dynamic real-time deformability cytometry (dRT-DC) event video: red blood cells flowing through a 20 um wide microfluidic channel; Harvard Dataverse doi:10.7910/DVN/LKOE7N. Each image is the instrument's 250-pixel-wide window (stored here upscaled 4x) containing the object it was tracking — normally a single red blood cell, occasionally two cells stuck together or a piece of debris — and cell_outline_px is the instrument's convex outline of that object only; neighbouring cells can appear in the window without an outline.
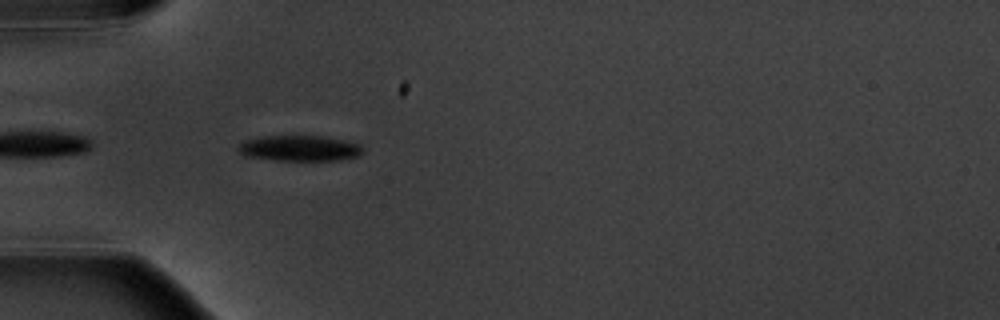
{"species": "common noctule bat (a hibernating species)", "species_latin": "Nyctalus noctula", "temperature_condition": "warm", "stored_images_in_passage": 7, "camera_frame_rate_fps": 3000, "um_per_image_px": 0.085, "animal": {"sex": "male", "body_mass_g": 20.1, "forearm_length_mm": 53.5}, "frame": {"image": 1, "passage_image": 5, "time_ms": 4.667, "image_size_px": [1000, 320], "cell_outline_px": [[364, 152], [360, 156], [340, 160], [276, 160], [248, 156], [240, 152], [236, 148], [236, 144], [244, 140], [260, 136], [320, 136], [344, 140], [360, 144]], "centroid_in_image_um": [25.46, 12.6], "position_along_channel_um": 59.5, "area_um2": 18.73}}
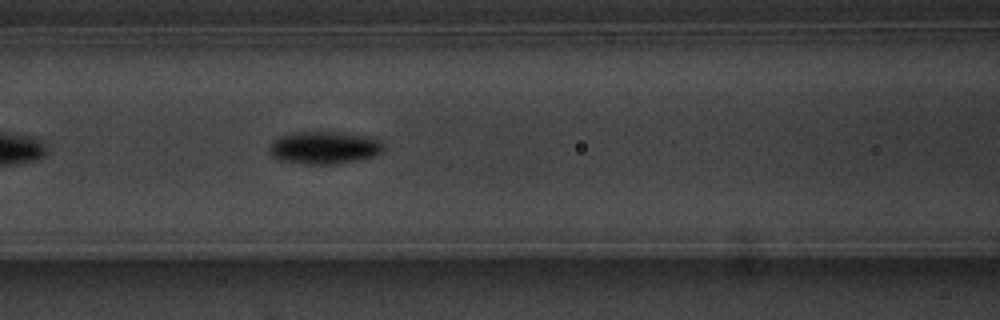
{"frame": {"image": 2, "passage_image": 7, "time_ms": 7.0, "image_size_px": [1000, 320], "cell_outline_px": [[380, 152], [372, 156], [360, 160], [336, 164], [304, 164], [280, 160], [272, 156], [268, 148], [272, 140], [280, 136], [296, 132], [336, 132], [360, 136], [380, 140]], "centroid_in_image_um": [27.46, 12.57], "position_along_channel_um": 139.1, "area_um2": 21.27}}